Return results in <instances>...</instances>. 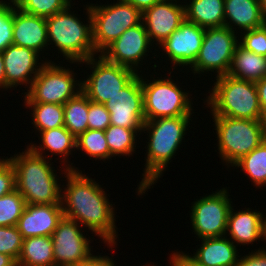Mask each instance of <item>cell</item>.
I'll list each match as a JSON object with an SVG mask.
<instances>
[{
	"label": "cell",
	"mask_w": 266,
	"mask_h": 266,
	"mask_svg": "<svg viewBox=\"0 0 266 266\" xmlns=\"http://www.w3.org/2000/svg\"><path fill=\"white\" fill-rule=\"evenodd\" d=\"M61 174L67 178L61 189V206L66 218L75 220L84 229L90 230L98 236L111 249L117 244L118 232L114 207L109 202L105 189L82 173V170H68L65 168ZM90 177V178H89ZM87 227V228H85Z\"/></svg>",
	"instance_id": "6da1fadb"
},
{
	"label": "cell",
	"mask_w": 266,
	"mask_h": 266,
	"mask_svg": "<svg viewBox=\"0 0 266 266\" xmlns=\"http://www.w3.org/2000/svg\"><path fill=\"white\" fill-rule=\"evenodd\" d=\"M191 116L160 117L145 121L142 132L148 133L145 165L142 180L137 187V196L145 194L164 174L172 158L177 154L182 140L190 127ZM176 153V154H175Z\"/></svg>",
	"instance_id": "7a4b0ae2"
},
{
	"label": "cell",
	"mask_w": 266,
	"mask_h": 266,
	"mask_svg": "<svg viewBox=\"0 0 266 266\" xmlns=\"http://www.w3.org/2000/svg\"><path fill=\"white\" fill-rule=\"evenodd\" d=\"M15 168L16 190L26 204H61V182L53 163L26 146L8 158ZM55 172V173H54Z\"/></svg>",
	"instance_id": "3957f363"
},
{
	"label": "cell",
	"mask_w": 266,
	"mask_h": 266,
	"mask_svg": "<svg viewBox=\"0 0 266 266\" xmlns=\"http://www.w3.org/2000/svg\"><path fill=\"white\" fill-rule=\"evenodd\" d=\"M74 4L65 10L46 18L48 42L56 47L58 54L68 62H82L92 56H97L93 44L92 16L89 4L86 8V24L71 11ZM55 45V46H54Z\"/></svg>",
	"instance_id": "277c9868"
},
{
	"label": "cell",
	"mask_w": 266,
	"mask_h": 266,
	"mask_svg": "<svg viewBox=\"0 0 266 266\" xmlns=\"http://www.w3.org/2000/svg\"><path fill=\"white\" fill-rule=\"evenodd\" d=\"M215 80L214 87L209 90L204 101V105H207L205 107H210L212 116L262 120L255 82L228 74L216 77Z\"/></svg>",
	"instance_id": "5b68a950"
},
{
	"label": "cell",
	"mask_w": 266,
	"mask_h": 266,
	"mask_svg": "<svg viewBox=\"0 0 266 266\" xmlns=\"http://www.w3.org/2000/svg\"><path fill=\"white\" fill-rule=\"evenodd\" d=\"M212 119L218 140V153L228 168L266 139L262 120L226 116H213Z\"/></svg>",
	"instance_id": "8992f818"
},
{
	"label": "cell",
	"mask_w": 266,
	"mask_h": 266,
	"mask_svg": "<svg viewBox=\"0 0 266 266\" xmlns=\"http://www.w3.org/2000/svg\"><path fill=\"white\" fill-rule=\"evenodd\" d=\"M171 73L172 71L168 76L165 74L164 78L162 75L160 78L157 77L158 79L153 76V80H148L142 75L145 121L160 117L192 116L194 113L190 91L182 90L179 83L169 76Z\"/></svg>",
	"instance_id": "52a82bcc"
},
{
	"label": "cell",
	"mask_w": 266,
	"mask_h": 266,
	"mask_svg": "<svg viewBox=\"0 0 266 266\" xmlns=\"http://www.w3.org/2000/svg\"><path fill=\"white\" fill-rule=\"evenodd\" d=\"M93 44L96 53H102L121 34L142 22V13L123 0L111 4H90Z\"/></svg>",
	"instance_id": "ba28073f"
},
{
	"label": "cell",
	"mask_w": 266,
	"mask_h": 266,
	"mask_svg": "<svg viewBox=\"0 0 266 266\" xmlns=\"http://www.w3.org/2000/svg\"><path fill=\"white\" fill-rule=\"evenodd\" d=\"M47 60L30 88L24 94V102H40L64 105L82 91V80L75 78L74 70Z\"/></svg>",
	"instance_id": "9c48e42d"
},
{
	"label": "cell",
	"mask_w": 266,
	"mask_h": 266,
	"mask_svg": "<svg viewBox=\"0 0 266 266\" xmlns=\"http://www.w3.org/2000/svg\"><path fill=\"white\" fill-rule=\"evenodd\" d=\"M69 63L88 65L91 73L82 81L81 89L90 101L99 104H105L138 74L130 68L107 61L101 54L82 62Z\"/></svg>",
	"instance_id": "30bf717a"
},
{
	"label": "cell",
	"mask_w": 266,
	"mask_h": 266,
	"mask_svg": "<svg viewBox=\"0 0 266 266\" xmlns=\"http://www.w3.org/2000/svg\"><path fill=\"white\" fill-rule=\"evenodd\" d=\"M237 34L226 26L206 28L199 54L189 68L193 74L215 71L216 77L226 75L239 45Z\"/></svg>",
	"instance_id": "8fae6325"
},
{
	"label": "cell",
	"mask_w": 266,
	"mask_h": 266,
	"mask_svg": "<svg viewBox=\"0 0 266 266\" xmlns=\"http://www.w3.org/2000/svg\"><path fill=\"white\" fill-rule=\"evenodd\" d=\"M228 190L223 187L192 203L190 222L198 239L226 236L228 215L232 207Z\"/></svg>",
	"instance_id": "7c38bea8"
},
{
	"label": "cell",
	"mask_w": 266,
	"mask_h": 266,
	"mask_svg": "<svg viewBox=\"0 0 266 266\" xmlns=\"http://www.w3.org/2000/svg\"><path fill=\"white\" fill-rule=\"evenodd\" d=\"M84 230L75 220L65 216L59 221L51 236L54 266H80L94 254L91 252L94 246L90 245L93 240L83 234Z\"/></svg>",
	"instance_id": "4fadbf2b"
},
{
	"label": "cell",
	"mask_w": 266,
	"mask_h": 266,
	"mask_svg": "<svg viewBox=\"0 0 266 266\" xmlns=\"http://www.w3.org/2000/svg\"><path fill=\"white\" fill-rule=\"evenodd\" d=\"M110 123L130 129H142L145 123L142 74H137L115 96L105 103Z\"/></svg>",
	"instance_id": "5bb4252c"
},
{
	"label": "cell",
	"mask_w": 266,
	"mask_h": 266,
	"mask_svg": "<svg viewBox=\"0 0 266 266\" xmlns=\"http://www.w3.org/2000/svg\"><path fill=\"white\" fill-rule=\"evenodd\" d=\"M152 45L154 47L141 22L124 31L101 55L107 61L130 68L139 74V67L143 65L141 63L145 61L146 56H149V51L152 52Z\"/></svg>",
	"instance_id": "9a60e30c"
},
{
	"label": "cell",
	"mask_w": 266,
	"mask_h": 266,
	"mask_svg": "<svg viewBox=\"0 0 266 266\" xmlns=\"http://www.w3.org/2000/svg\"><path fill=\"white\" fill-rule=\"evenodd\" d=\"M204 32L205 28L185 19L178 29L159 44V49L167 56L166 61L170 60L173 64L172 71L178 66L187 70L194 64L201 49Z\"/></svg>",
	"instance_id": "2e32d148"
},
{
	"label": "cell",
	"mask_w": 266,
	"mask_h": 266,
	"mask_svg": "<svg viewBox=\"0 0 266 266\" xmlns=\"http://www.w3.org/2000/svg\"><path fill=\"white\" fill-rule=\"evenodd\" d=\"M2 56L6 78L5 91L23 84L26 86L24 88L29 89L34 78L47 63L41 59L38 52L14 44L3 50Z\"/></svg>",
	"instance_id": "e0dca14e"
},
{
	"label": "cell",
	"mask_w": 266,
	"mask_h": 266,
	"mask_svg": "<svg viewBox=\"0 0 266 266\" xmlns=\"http://www.w3.org/2000/svg\"><path fill=\"white\" fill-rule=\"evenodd\" d=\"M175 1V2H174ZM161 0L142 13V22L153 44L159 46L185 21V4Z\"/></svg>",
	"instance_id": "ac0fdd59"
},
{
	"label": "cell",
	"mask_w": 266,
	"mask_h": 266,
	"mask_svg": "<svg viewBox=\"0 0 266 266\" xmlns=\"http://www.w3.org/2000/svg\"><path fill=\"white\" fill-rule=\"evenodd\" d=\"M63 217L61 204H26L16 226L23 239L52 236Z\"/></svg>",
	"instance_id": "d6986e66"
},
{
	"label": "cell",
	"mask_w": 266,
	"mask_h": 266,
	"mask_svg": "<svg viewBox=\"0 0 266 266\" xmlns=\"http://www.w3.org/2000/svg\"><path fill=\"white\" fill-rule=\"evenodd\" d=\"M246 209V210H245ZM235 211L231 207L228 215L227 231L225 235L235 244L249 245L253 242L266 240V215L263 212L245 208ZM228 233V234H227Z\"/></svg>",
	"instance_id": "ffe728a7"
},
{
	"label": "cell",
	"mask_w": 266,
	"mask_h": 266,
	"mask_svg": "<svg viewBox=\"0 0 266 266\" xmlns=\"http://www.w3.org/2000/svg\"><path fill=\"white\" fill-rule=\"evenodd\" d=\"M13 44L38 52L49 51L46 18L19 10L14 3ZM41 52V53H40Z\"/></svg>",
	"instance_id": "44dd1931"
},
{
	"label": "cell",
	"mask_w": 266,
	"mask_h": 266,
	"mask_svg": "<svg viewBox=\"0 0 266 266\" xmlns=\"http://www.w3.org/2000/svg\"><path fill=\"white\" fill-rule=\"evenodd\" d=\"M200 247L186 256L197 266H235L239 260L238 245L227 236L202 238ZM237 246V247H236Z\"/></svg>",
	"instance_id": "7402d4cb"
},
{
	"label": "cell",
	"mask_w": 266,
	"mask_h": 266,
	"mask_svg": "<svg viewBox=\"0 0 266 266\" xmlns=\"http://www.w3.org/2000/svg\"><path fill=\"white\" fill-rule=\"evenodd\" d=\"M40 136L39 140L41 141V144L36 145L34 143H30L28 147H30L36 154L46 156V158L52 160L51 156H61L62 164L63 162L65 165V168L68 170H75L79 171V168H76L73 166V163H69L68 157L72 154L71 151H75L76 148V137L64 126L50 129V130H44L38 133ZM46 153H51V156H48ZM45 153V154H43ZM69 163V164H68ZM71 164V165H70Z\"/></svg>",
	"instance_id": "603a6c76"
},
{
	"label": "cell",
	"mask_w": 266,
	"mask_h": 266,
	"mask_svg": "<svg viewBox=\"0 0 266 266\" xmlns=\"http://www.w3.org/2000/svg\"><path fill=\"white\" fill-rule=\"evenodd\" d=\"M224 16V26L233 32L238 28L242 33L265 24L259 0H224Z\"/></svg>",
	"instance_id": "cb8c5ba5"
},
{
	"label": "cell",
	"mask_w": 266,
	"mask_h": 266,
	"mask_svg": "<svg viewBox=\"0 0 266 266\" xmlns=\"http://www.w3.org/2000/svg\"><path fill=\"white\" fill-rule=\"evenodd\" d=\"M189 2H184L187 21L205 29L224 26V0H189Z\"/></svg>",
	"instance_id": "d4e9b609"
},
{
	"label": "cell",
	"mask_w": 266,
	"mask_h": 266,
	"mask_svg": "<svg viewBox=\"0 0 266 266\" xmlns=\"http://www.w3.org/2000/svg\"><path fill=\"white\" fill-rule=\"evenodd\" d=\"M227 74L238 79L257 82L266 76V57L238 45Z\"/></svg>",
	"instance_id": "484cf974"
},
{
	"label": "cell",
	"mask_w": 266,
	"mask_h": 266,
	"mask_svg": "<svg viewBox=\"0 0 266 266\" xmlns=\"http://www.w3.org/2000/svg\"><path fill=\"white\" fill-rule=\"evenodd\" d=\"M19 266H54V248L51 236L23 239Z\"/></svg>",
	"instance_id": "4316f807"
},
{
	"label": "cell",
	"mask_w": 266,
	"mask_h": 266,
	"mask_svg": "<svg viewBox=\"0 0 266 266\" xmlns=\"http://www.w3.org/2000/svg\"><path fill=\"white\" fill-rule=\"evenodd\" d=\"M24 106L31 108L35 133L64 126V107L61 104L24 102Z\"/></svg>",
	"instance_id": "83f0119b"
},
{
	"label": "cell",
	"mask_w": 266,
	"mask_h": 266,
	"mask_svg": "<svg viewBox=\"0 0 266 266\" xmlns=\"http://www.w3.org/2000/svg\"><path fill=\"white\" fill-rule=\"evenodd\" d=\"M140 132V133H139ZM142 129H130L110 124L105 130L106 141L110 150V159L116 156H131L136 152L137 137ZM137 136V137H136Z\"/></svg>",
	"instance_id": "f1b7e54d"
},
{
	"label": "cell",
	"mask_w": 266,
	"mask_h": 266,
	"mask_svg": "<svg viewBox=\"0 0 266 266\" xmlns=\"http://www.w3.org/2000/svg\"><path fill=\"white\" fill-rule=\"evenodd\" d=\"M236 169H242L253 186L261 188L266 186V139L250 153L244 155L232 165Z\"/></svg>",
	"instance_id": "f546056e"
},
{
	"label": "cell",
	"mask_w": 266,
	"mask_h": 266,
	"mask_svg": "<svg viewBox=\"0 0 266 266\" xmlns=\"http://www.w3.org/2000/svg\"><path fill=\"white\" fill-rule=\"evenodd\" d=\"M63 107L64 127L77 138L88 129V97L81 91Z\"/></svg>",
	"instance_id": "4dcf8cb0"
},
{
	"label": "cell",
	"mask_w": 266,
	"mask_h": 266,
	"mask_svg": "<svg viewBox=\"0 0 266 266\" xmlns=\"http://www.w3.org/2000/svg\"><path fill=\"white\" fill-rule=\"evenodd\" d=\"M85 152L90 160L110 161V150L106 141L105 131L87 129L76 138V150Z\"/></svg>",
	"instance_id": "1f68e13d"
},
{
	"label": "cell",
	"mask_w": 266,
	"mask_h": 266,
	"mask_svg": "<svg viewBox=\"0 0 266 266\" xmlns=\"http://www.w3.org/2000/svg\"><path fill=\"white\" fill-rule=\"evenodd\" d=\"M16 7L24 13L48 18L65 10L72 0H12Z\"/></svg>",
	"instance_id": "d6a6232c"
},
{
	"label": "cell",
	"mask_w": 266,
	"mask_h": 266,
	"mask_svg": "<svg viewBox=\"0 0 266 266\" xmlns=\"http://www.w3.org/2000/svg\"><path fill=\"white\" fill-rule=\"evenodd\" d=\"M25 205L24 197L16 189L0 197V226H16Z\"/></svg>",
	"instance_id": "836d02e7"
},
{
	"label": "cell",
	"mask_w": 266,
	"mask_h": 266,
	"mask_svg": "<svg viewBox=\"0 0 266 266\" xmlns=\"http://www.w3.org/2000/svg\"><path fill=\"white\" fill-rule=\"evenodd\" d=\"M22 244L23 237L17 226H0V253L9 255L17 262Z\"/></svg>",
	"instance_id": "e575fe53"
},
{
	"label": "cell",
	"mask_w": 266,
	"mask_h": 266,
	"mask_svg": "<svg viewBox=\"0 0 266 266\" xmlns=\"http://www.w3.org/2000/svg\"><path fill=\"white\" fill-rule=\"evenodd\" d=\"M240 35L238 38L241 47L266 57V23L261 27L244 31Z\"/></svg>",
	"instance_id": "d590c367"
},
{
	"label": "cell",
	"mask_w": 266,
	"mask_h": 266,
	"mask_svg": "<svg viewBox=\"0 0 266 266\" xmlns=\"http://www.w3.org/2000/svg\"><path fill=\"white\" fill-rule=\"evenodd\" d=\"M14 2L9 0L0 8V51L13 44Z\"/></svg>",
	"instance_id": "8d00e7d4"
},
{
	"label": "cell",
	"mask_w": 266,
	"mask_h": 266,
	"mask_svg": "<svg viewBox=\"0 0 266 266\" xmlns=\"http://www.w3.org/2000/svg\"><path fill=\"white\" fill-rule=\"evenodd\" d=\"M88 129L105 131L110 123V113L105 104L92 102L88 99Z\"/></svg>",
	"instance_id": "74e56055"
},
{
	"label": "cell",
	"mask_w": 266,
	"mask_h": 266,
	"mask_svg": "<svg viewBox=\"0 0 266 266\" xmlns=\"http://www.w3.org/2000/svg\"><path fill=\"white\" fill-rule=\"evenodd\" d=\"M16 189L15 168L8 157L0 158V197Z\"/></svg>",
	"instance_id": "f35d334b"
},
{
	"label": "cell",
	"mask_w": 266,
	"mask_h": 266,
	"mask_svg": "<svg viewBox=\"0 0 266 266\" xmlns=\"http://www.w3.org/2000/svg\"><path fill=\"white\" fill-rule=\"evenodd\" d=\"M235 266H266V249L251 250L247 255H240L238 262Z\"/></svg>",
	"instance_id": "ab89813d"
},
{
	"label": "cell",
	"mask_w": 266,
	"mask_h": 266,
	"mask_svg": "<svg viewBox=\"0 0 266 266\" xmlns=\"http://www.w3.org/2000/svg\"><path fill=\"white\" fill-rule=\"evenodd\" d=\"M113 261V258L109 256H102V255H92L90 258H88L83 264L80 266H116Z\"/></svg>",
	"instance_id": "60d3db41"
},
{
	"label": "cell",
	"mask_w": 266,
	"mask_h": 266,
	"mask_svg": "<svg viewBox=\"0 0 266 266\" xmlns=\"http://www.w3.org/2000/svg\"><path fill=\"white\" fill-rule=\"evenodd\" d=\"M169 261L170 266H197L182 251L171 254Z\"/></svg>",
	"instance_id": "b9f144b4"
},
{
	"label": "cell",
	"mask_w": 266,
	"mask_h": 266,
	"mask_svg": "<svg viewBox=\"0 0 266 266\" xmlns=\"http://www.w3.org/2000/svg\"><path fill=\"white\" fill-rule=\"evenodd\" d=\"M258 92L259 104L262 110V115L266 113V76L255 82Z\"/></svg>",
	"instance_id": "7bdbcfd3"
},
{
	"label": "cell",
	"mask_w": 266,
	"mask_h": 266,
	"mask_svg": "<svg viewBox=\"0 0 266 266\" xmlns=\"http://www.w3.org/2000/svg\"><path fill=\"white\" fill-rule=\"evenodd\" d=\"M123 1L132 4L141 13H143L146 9L151 8L154 4H156L161 0H123Z\"/></svg>",
	"instance_id": "ee69618b"
},
{
	"label": "cell",
	"mask_w": 266,
	"mask_h": 266,
	"mask_svg": "<svg viewBox=\"0 0 266 266\" xmlns=\"http://www.w3.org/2000/svg\"><path fill=\"white\" fill-rule=\"evenodd\" d=\"M0 89H6V78H5V70L3 63L2 51H0Z\"/></svg>",
	"instance_id": "f6af8a7d"
},
{
	"label": "cell",
	"mask_w": 266,
	"mask_h": 266,
	"mask_svg": "<svg viewBox=\"0 0 266 266\" xmlns=\"http://www.w3.org/2000/svg\"><path fill=\"white\" fill-rule=\"evenodd\" d=\"M15 261L6 254L0 253V266H12Z\"/></svg>",
	"instance_id": "bcb514c9"
},
{
	"label": "cell",
	"mask_w": 266,
	"mask_h": 266,
	"mask_svg": "<svg viewBox=\"0 0 266 266\" xmlns=\"http://www.w3.org/2000/svg\"><path fill=\"white\" fill-rule=\"evenodd\" d=\"M259 5L262 17L266 23V0H259Z\"/></svg>",
	"instance_id": "7dc6e473"
},
{
	"label": "cell",
	"mask_w": 266,
	"mask_h": 266,
	"mask_svg": "<svg viewBox=\"0 0 266 266\" xmlns=\"http://www.w3.org/2000/svg\"><path fill=\"white\" fill-rule=\"evenodd\" d=\"M262 123H263V130L266 138V113L262 117Z\"/></svg>",
	"instance_id": "c3c4849f"
},
{
	"label": "cell",
	"mask_w": 266,
	"mask_h": 266,
	"mask_svg": "<svg viewBox=\"0 0 266 266\" xmlns=\"http://www.w3.org/2000/svg\"><path fill=\"white\" fill-rule=\"evenodd\" d=\"M7 3H8L7 0L6 1L0 0V8H2Z\"/></svg>",
	"instance_id": "681fc988"
},
{
	"label": "cell",
	"mask_w": 266,
	"mask_h": 266,
	"mask_svg": "<svg viewBox=\"0 0 266 266\" xmlns=\"http://www.w3.org/2000/svg\"><path fill=\"white\" fill-rule=\"evenodd\" d=\"M12 266H19V264L17 262H15Z\"/></svg>",
	"instance_id": "f907efd6"
},
{
	"label": "cell",
	"mask_w": 266,
	"mask_h": 266,
	"mask_svg": "<svg viewBox=\"0 0 266 266\" xmlns=\"http://www.w3.org/2000/svg\"><path fill=\"white\" fill-rule=\"evenodd\" d=\"M142 266H145V265H142ZM146 266H151L150 264H148V265H146ZM152 266H157V265H154V263H153V265Z\"/></svg>",
	"instance_id": "816d5d0a"
}]
</instances>
